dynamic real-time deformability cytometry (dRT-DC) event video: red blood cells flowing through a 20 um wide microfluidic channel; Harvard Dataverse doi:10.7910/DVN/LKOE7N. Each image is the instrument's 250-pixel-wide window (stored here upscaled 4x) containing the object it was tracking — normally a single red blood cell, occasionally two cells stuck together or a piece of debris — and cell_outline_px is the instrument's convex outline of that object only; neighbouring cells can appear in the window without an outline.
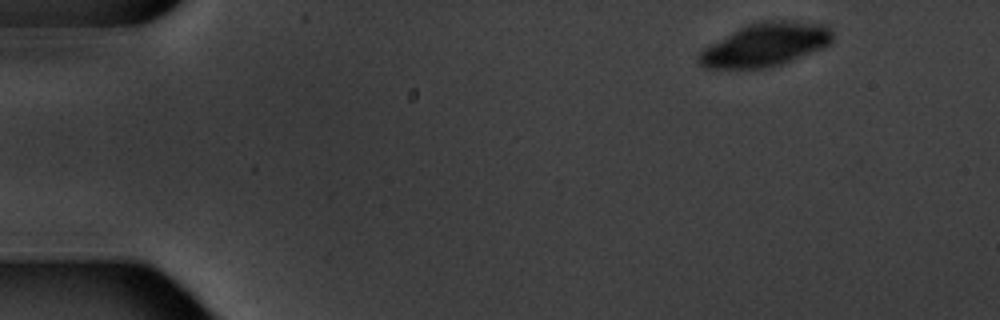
{"species": "common noctule bat (a hibernating species)", "species_latin": "Nyctalus noctula", "temperature_condition": "warm", "stored_images_in_passage": 4, "camera_frame_rate_fps": 3000, "um_per_image_px": 0.085, "animal": {"sex": "male", "body_mass_g": 20.1, "forearm_length_mm": 53.5}, "frame": {"image": 1, "passage_image": 1, "time_ms": 0.0, "image_size_px": [1000, 320], "cell_outline_px": [[832, 40], [824, 48], [780, 64], [764, 68], [704, 68], [696, 60], [700, 52], [704, 48], [732, 32], [748, 24], [764, 20], [796, 20], [828, 24], [832, 28]], "centroid_in_image_um": [65.11, 3.78], "position_along_channel_um": 19.9, "area_um2": 33.76}}